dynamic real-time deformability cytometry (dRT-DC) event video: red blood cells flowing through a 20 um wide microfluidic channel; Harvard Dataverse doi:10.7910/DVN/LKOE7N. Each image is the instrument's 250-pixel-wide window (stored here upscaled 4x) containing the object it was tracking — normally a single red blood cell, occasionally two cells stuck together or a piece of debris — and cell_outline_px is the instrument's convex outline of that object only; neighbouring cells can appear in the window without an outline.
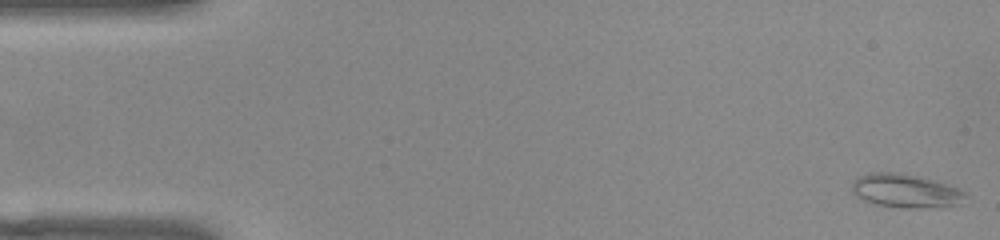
{"species": "common noctule bat (a hibernating species)", "species_latin": "Nyctalus noctula", "temperature_condition": "warm", "stored_images_in_passage": 51, "camera_frame_rate_fps": 3000, "um_per_image_px": 0.085, "animal": {"sex": "female", "body_mass_g": 22.0, "forearm_length_mm": 56.7}, "frame": {"image": 1, "passage_image": 1, "time_ms": 0.0, "image_size_px": [1000, 240], "cell_outline_px": [[968, 196], [956, 204], [944, 208], [900, 208], [876, 204], [864, 200], [856, 196], [852, 192], [852, 180], [860, 176], [872, 172], [900, 172], [932, 180], [968, 192]], "centroid_in_image_um": [76.97, 16.24], "position_along_channel_um": 8.0, "area_um2": 22.37}}
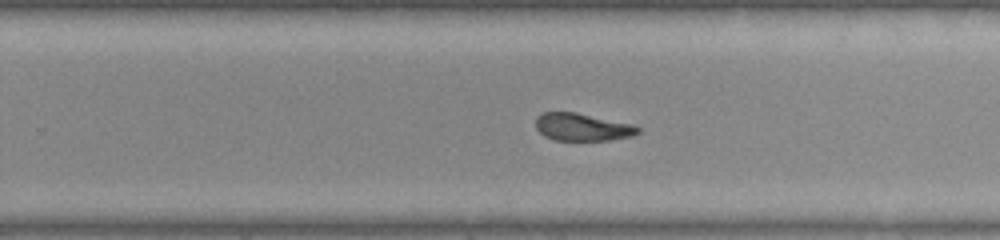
{"frame": {"image": 2, "passage_image": 32, "time_ms": 10.333, "image_size_px": [1000, 240], "cell_outline_px": [[640, 132], [632, 136], [608, 140], [556, 140], [544, 136], [536, 128], [536, 116], [544, 112], [576, 112], [632, 124], [640, 128]], "centroid_in_image_um": [49.49, 10.8], "position_along_channel_um": 280.3, "area_um2": 16.36}}
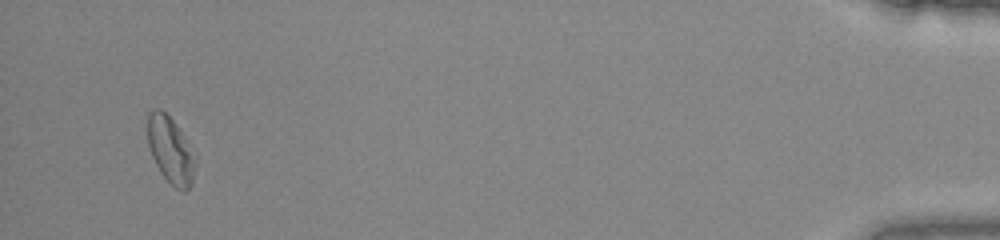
{"frame": {"image": 3, "passage_image": 49, "time_ms": 16.0, "image_size_px": [1000, 240], "cell_outline_px": [[196, 164], [192, 184], [184, 192], [176, 188], [160, 172], [152, 156], [148, 144], [148, 116], [156, 108], [160, 108], [172, 120], [180, 132]], "centroid_in_image_um": [14.47, 12.8], "position_along_channel_um": 420.7, "area_um2": 17.63}, "authors_computed_cell_mechanics": {"area_um2": 17.8602, "velocity_mm_per_s": 3.9575, "shape_relaxation_time_tau1_ms": null, "shape_relaxation_time_tau2_ms": 3.4025, "deformation_change_tau1": null, "deformation_change_tau2": 0.1142}}